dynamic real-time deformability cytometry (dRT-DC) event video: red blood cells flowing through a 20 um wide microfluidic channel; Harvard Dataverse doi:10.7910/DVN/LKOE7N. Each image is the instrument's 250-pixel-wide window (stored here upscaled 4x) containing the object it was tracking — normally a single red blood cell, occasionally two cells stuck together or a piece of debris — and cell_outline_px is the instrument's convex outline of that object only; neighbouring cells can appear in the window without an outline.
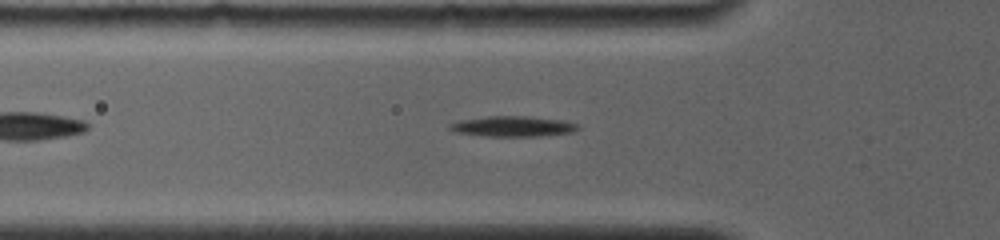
{"species": "common noctule bat (a hibernating species)", "species_latin": "Nyctalus noctula", "temperature_condition": "room temperature", "stored_images_in_passage": 10, "camera_frame_rate_fps": 4000, "um_per_image_px": 0.085, "animal": {"sex": "female", "body_mass_g": 19.0, "forearm_length_mm": 56.7}, "frame": {"image": 1, "passage_image": 4, "time_ms": 1.25, "image_size_px": [1000, 240], "cell_outline_px": [[580, 128], [572, 132], [540, 136], [484, 136], [456, 132], [448, 128], [448, 124], [456, 120], [488, 116], [528, 116], [564, 120], [576, 124]], "centroid_in_image_um": [43.54, 10.73], "position_along_channel_um": 82.3, "area_um2": 15.37}}
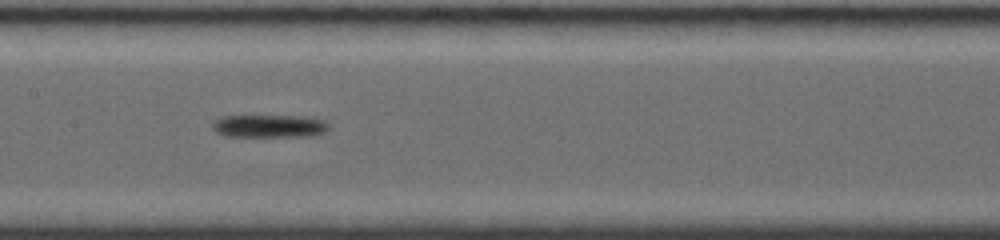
{"frame": {"image": 2, "passage_image": 9, "time_ms": 4.0, "image_size_px": [1000, 240], "cell_outline_px": [[328, 128], [324, 132], [312, 136], [224, 136], [216, 132], [212, 128], [212, 120], [220, 116], [300, 116], [324, 120], [328, 124]], "centroid_in_image_um": [22.83, 10.71], "position_along_channel_um": 184.6, "area_um2": 15.49}}
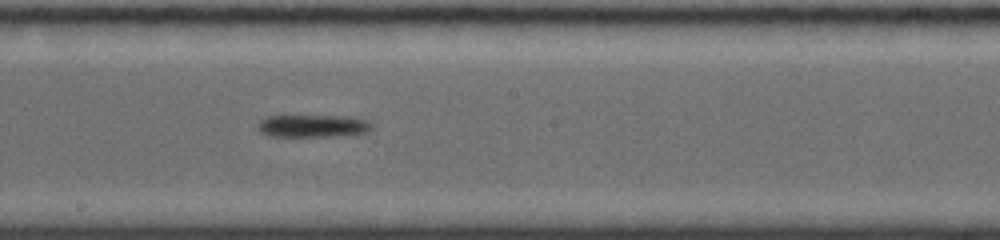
{"frame": {"image": 3, "passage_image": 10, "time_ms": 5.0, "image_size_px": [1000, 240], "cell_outline_px": [[372, 128], [368, 132], [336, 136], [268, 136], [260, 132], [256, 128], [256, 124], [260, 120], [268, 116], [348, 116], [368, 120], [372, 124]], "centroid_in_image_um": [26.57, 10.7], "position_along_channel_um": 221.6, "area_um2": 15.09}}